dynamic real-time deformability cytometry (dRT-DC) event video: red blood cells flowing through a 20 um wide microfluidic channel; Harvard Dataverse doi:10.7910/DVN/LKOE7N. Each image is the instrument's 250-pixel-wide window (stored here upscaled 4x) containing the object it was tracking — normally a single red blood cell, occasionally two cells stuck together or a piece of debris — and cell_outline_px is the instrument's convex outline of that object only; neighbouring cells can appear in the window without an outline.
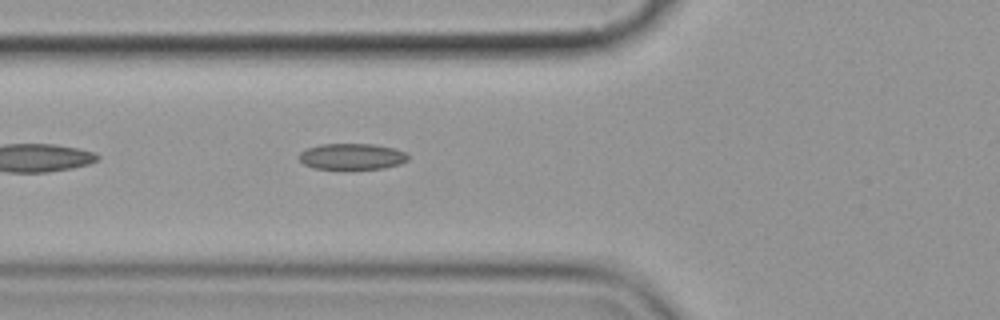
{"species": "common noctule bat (a hibernating species)", "species_latin": "Nyctalus noctula", "temperature_condition": "cold", "stored_images_in_passage": 4, "camera_frame_rate_fps": 3000, "um_per_image_px": 0.085, "animal": {"sex": "female", "body_mass_g": 19.9}, "frame": {"image": 1, "passage_image": 4, "time_ms": 3.667, "image_size_px": [1000, 320], "cell_outline_px": [[408, 160], [400, 164], [384, 168], [312, 168], [304, 164], [300, 160], [300, 152], [308, 148], [320, 144], [372, 144], [396, 148], [404, 152], [408, 156]], "centroid_in_image_um": [29.93, 13.29], "position_along_channel_um": 95.9, "area_um2": 16.36}}